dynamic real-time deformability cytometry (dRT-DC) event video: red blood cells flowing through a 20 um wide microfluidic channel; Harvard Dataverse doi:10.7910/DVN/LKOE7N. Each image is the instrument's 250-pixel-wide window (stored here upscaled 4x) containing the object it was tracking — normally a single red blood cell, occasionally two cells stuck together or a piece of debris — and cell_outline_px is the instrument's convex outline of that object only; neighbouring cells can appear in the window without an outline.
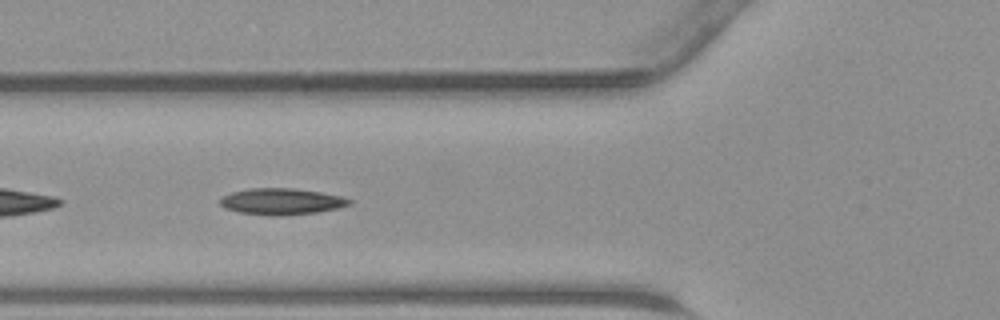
{"species": "common noctule bat (a hibernating species)", "species_latin": "Nyctalus noctula", "temperature_condition": "warm", "stored_images_in_passage": 39, "camera_frame_rate_fps": 3000, "um_per_image_px": 0.085, "animal": {"sex": "male", "body_mass_g": 23.1, "forearm_length_mm": 52.7}, "frame": {"image": 1, "passage_image": 10, "time_ms": 3.0, "image_size_px": [1000, 320], "cell_outline_px": [[352, 200], [348, 204], [336, 208], [316, 212], [280, 216], [272, 216], [240, 212], [224, 208], [220, 204], [220, 200], [224, 196], [232, 192], [252, 188], [292, 188], [320, 192], [340, 196]], "centroid_in_image_um": [23.89, 17.13], "position_along_channel_um": 101.9, "area_um2": 19.54}}
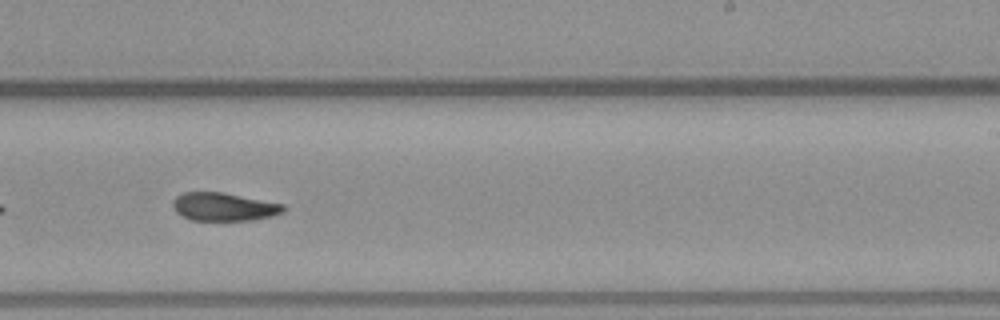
{"frame": {"image": 2, "passage_image": 21, "time_ms": 6.667, "image_size_px": [1000, 320], "cell_outline_px": [[284, 212], [272, 216], [252, 220], [192, 220], [176, 212], [172, 204], [172, 200], [180, 192], [224, 192], [284, 204]], "centroid_in_image_um": [19.02, 17.56], "position_along_channel_um": 270.0, "area_um2": 18.21}}
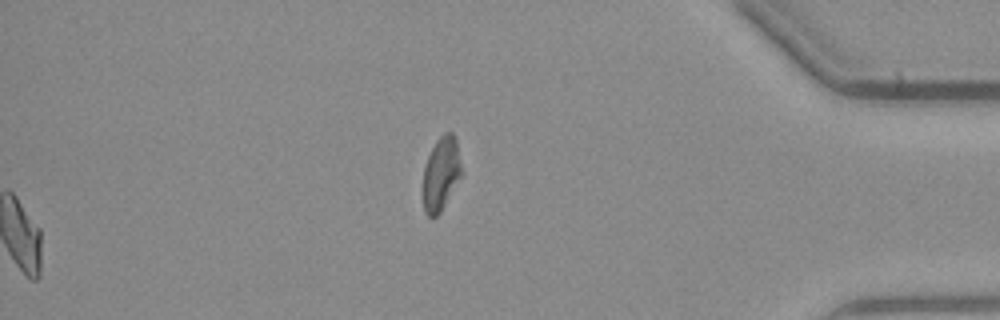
{"frame": {"image": 3, "passage_image": 39, "time_ms": 12.667, "image_size_px": [1000, 320], "cell_outline_px": [[464, 172], [440, 212], [436, 216], [428, 216], [424, 212], [424, 168], [428, 156], [436, 140], [444, 132], [452, 132], [456, 140]], "centroid_in_image_um": [37.52, 14.73], "position_along_channel_um": 397.7, "area_um2": 16.47}}